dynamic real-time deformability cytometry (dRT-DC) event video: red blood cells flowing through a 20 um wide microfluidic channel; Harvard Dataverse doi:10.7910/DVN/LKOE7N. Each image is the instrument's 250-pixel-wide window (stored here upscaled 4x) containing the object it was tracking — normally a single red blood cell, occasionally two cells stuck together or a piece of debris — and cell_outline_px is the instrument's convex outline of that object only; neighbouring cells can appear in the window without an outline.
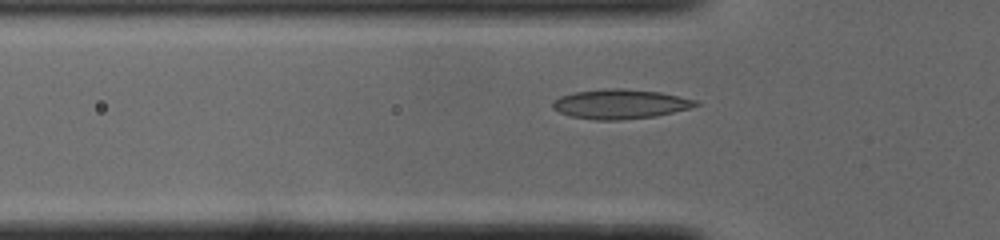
{"species": "common noctule bat (a hibernating species)", "species_latin": "Nyctalus noctula", "temperature_condition": "cold", "stored_images_in_passage": 34, "camera_frame_rate_fps": 3000, "um_per_image_px": 0.085, "animal": {"sex": "male", "body_mass_g": 19.0, "forearm_length_mm": 50.8}, "frame": {"image": 1, "passage_image": 5, "time_ms": 1.333, "image_size_px": [1000, 240], "cell_outline_px": [[700, 104], [688, 108], [656, 116], [620, 120], [596, 120], [568, 116], [552, 108], [552, 104], [560, 96], [576, 92], [604, 88], [620, 88], [660, 92], [700, 100]], "centroid_in_image_um": [52.73, 8.84], "position_along_channel_um": 73.1, "area_um2": 24.62}}
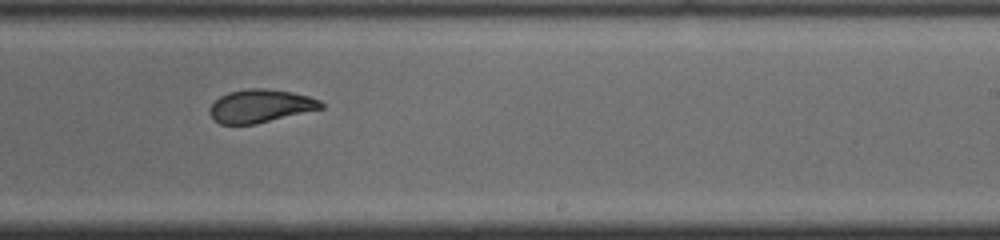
{"frame": {"image": 2, "passage_image": 20, "time_ms": 6.333, "image_size_px": [1000, 240], "cell_outline_px": [[324, 108], [256, 124], [220, 124], [208, 112], [208, 108], [220, 96], [228, 92], [248, 88], [268, 88], [292, 92], [308, 96], [320, 100], [324, 104]], "centroid_in_image_um": [22.14, 9.0], "position_along_channel_um": 266.9, "area_um2": 21.56}}
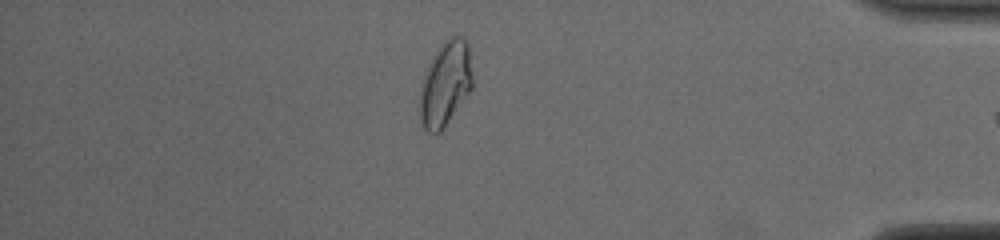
{"frame": {"image": 3, "passage_image": 33, "time_ms": 10.667, "image_size_px": [1000, 240], "cell_outline_px": [[472, 88], [440, 132], [428, 132], [424, 128], [420, 120], [420, 88], [424, 76], [436, 52], [452, 36], [460, 36], [468, 44], [472, 76]], "centroid_in_image_um": [37.86, 7.16], "position_along_channel_um": 397.3, "area_um2": 25.09}}